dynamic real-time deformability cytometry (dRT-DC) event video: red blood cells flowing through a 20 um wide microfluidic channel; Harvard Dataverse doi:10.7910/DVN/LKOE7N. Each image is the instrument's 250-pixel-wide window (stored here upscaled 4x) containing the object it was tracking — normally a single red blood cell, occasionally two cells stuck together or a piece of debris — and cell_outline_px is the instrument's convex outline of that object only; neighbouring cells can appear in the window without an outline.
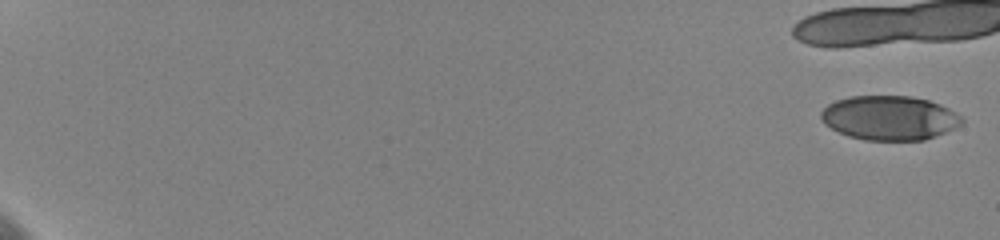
{"species": "human", "species_latin": "Homo sapiens", "temperature_condition": "cold", "stored_images_in_passage": 8, "camera_frame_rate_fps": 3000, "um_per_image_px": 0.085, "donor": {"sex": "female"}, "frame": {"image": 1, "passage_image": 1, "time_ms": 0.0, "image_size_px": [1000, 240], "cell_outline_px": [[964, 120], [960, 124], [936, 136], [924, 140], [864, 140], [848, 136], [824, 124], [820, 120], [820, 112], [828, 104], [836, 100], [852, 96], [912, 96], [928, 100], [940, 104], [964, 116]], "centroid_in_image_um": [75.59, 10.01], "position_along_channel_um": 9.4, "area_um2": 36.41}}